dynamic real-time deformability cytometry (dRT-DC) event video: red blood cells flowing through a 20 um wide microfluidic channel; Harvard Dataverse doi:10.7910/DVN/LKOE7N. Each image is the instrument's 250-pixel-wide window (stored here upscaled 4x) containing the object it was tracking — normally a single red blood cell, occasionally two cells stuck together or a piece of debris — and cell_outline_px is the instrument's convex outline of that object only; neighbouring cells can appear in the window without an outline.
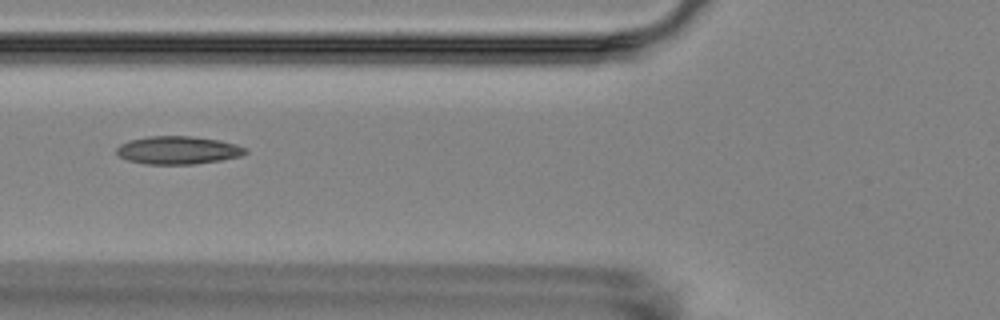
{"species": "Egyptian fruit bat (a non-hibernating species)", "species_latin": "Rousettus aegyptiacus", "temperature_condition": "room temperature", "stored_images_in_passage": 8, "camera_frame_rate_fps": 3000, "um_per_image_px": 0.085, "animal": {"sex": "female"}, "frame": {"image": 1, "passage_image": 3, "time_ms": 2.333, "image_size_px": [1000, 320], "cell_outline_px": [[248, 152], [240, 156], [220, 160], [196, 164], [144, 164], [128, 160], [120, 156], [116, 152], [116, 148], [120, 144], [128, 140], [148, 136], [188, 136], [220, 140], [236, 144], [248, 148]], "centroid_in_image_um": [15.13, 12.76], "position_along_channel_um": 110.7, "area_um2": 21.1}}
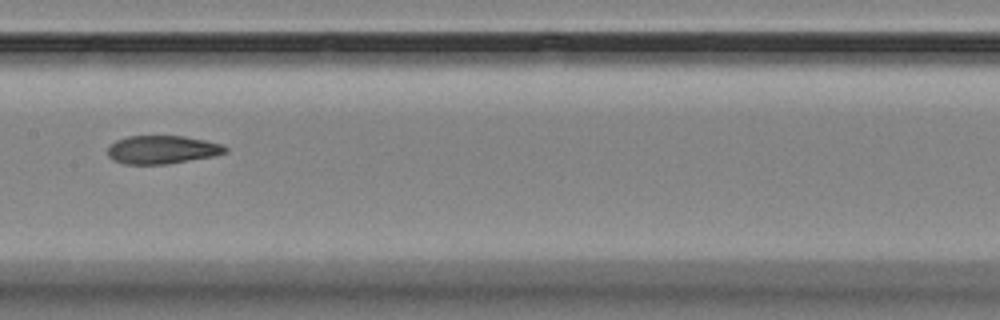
{"frame": {"image": 2, "passage_image": 5, "time_ms": 4.667, "image_size_px": [1000, 320], "cell_outline_px": [[228, 152], [212, 156], [168, 164], [124, 164], [112, 160], [108, 156], [108, 148], [116, 140], [128, 136], [184, 136], [204, 140], [220, 144], [228, 148]], "centroid_in_image_um": [13.77, 12.72], "position_along_channel_um": 193.6, "area_um2": 19.31}}
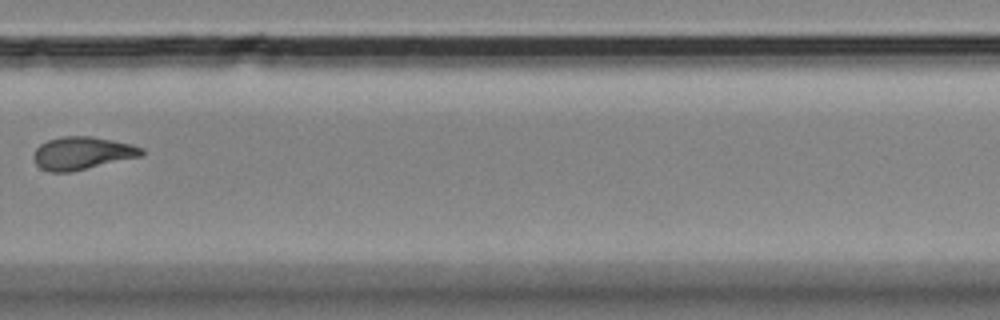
{"frame": {"image": 3, "passage_image": 8, "time_ms": 8.333, "image_size_px": [1000, 320], "cell_outline_px": [[144, 152], [140, 156], [72, 172], [48, 172], [40, 168], [36, 164], [32, 156], [32, 152], [40, 144], [48, 140], [60, 136], [92, 136], [132, 144], [144, 148]], "centroid_in_image_um": [6.94, 13.02], "position_along_channel_um": 322.9, "area_um2": 20.81}}